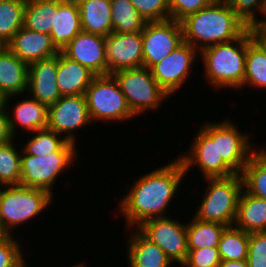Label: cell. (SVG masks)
<instances>
[{
  "mask_svg": "<svg viewBox=\"0 0 266 267\" xmlns=\"http://www.w3.org/2000/svg\"><path fill=\"white\" fill-rule=\"evenodd\" d=\"M186 176L182 162L176 158L140 176L120 199L118 212L126 227L137 229L145 221L166 216V210L178 193Z\"/></svg>",
  "mask_w": 266,
  "mask_h": 267,
  "instance_id": "6da1fadb",
  "label": "cell"
},
{
  "mask_svg": "<svg viewBox=\"0 0 266 267\" xmlns=\"http://www.w3.org/2000/svg\"><path fill=\"white\" fill-rule=\"evenodd\" d=\"M181 25L183 41L199 52L208 46L232 41L249 28L226 0H215L188 15L181 21Z\"/></svg>",
  "mask_w": 266,
  "mask_h": 267,
  "instance_id": "7a4b0ae2",
  "label": "cell"
},
{
  "mask_svg": "<svg viewBox=\"0 0 266 267\" xmlns=\"http://www.w3.org/2000/svg\"><path fill=\"white\" fill-rule=\"evenodd\" d=\"M247 53V30L238 38L208 46L199 54L204 77L214 89H241L244 82Z\"/></svg>",
  "mask_w": 266,
  "mask_h": 267,
  "instance_id": "3957f363",
  "label": "cell"
},
{
  "mask_svg": "<svg viewBox=\"0 0 266 267\" xmlns=\"http://www.w3.org/2000/svg\"><path fill=\"white\" fill-rule=\"evenodd\" d=\"M52 194L43 189L24 185L0 188V228L5 235H12L14 228L36 218L52 204ZM13 229V230H12Z\"/></svg>",
  "mask_w": 266,
  "mask_h": 267,
  "instance_id": "277c9868",
  "label": "cell"
},
{
  "mask_svg": "<svg viewBox=\"0 0 266 267\" xmlns=\"http://www.w3.org/2000/svg\"><path fill=\"white\" fill-rule=\"evenodd\" d=\"M207 186L194 217L204 222L233 226L238 201L243 190L241 174L230 177L204 178Z\"/></svg>",
  "mask_w": 266,
  "mask_h": 267,
  "instance_id": "5b68a950",
  "label": "cell"
},
{
  "mask_svg": "<svg viewBox=\"0 0 266 267\" xmlns=\"http://www.w3.org/2000/svg\"><path fill=\"white\" fill-rule=\"evenodd\" d=\"M76 147L75 143L68 141L59 151L41 156L26 154L22 150L20 184L46 190L54 196L53 184L78 157Z\"/></svg>",
  "mask_w": 266,
  "mask_h": 267,
  "instance_id": "8992f818",
  "label": "cell"
},
{
  "mask_svg": "<svg viewBox=\"0 0 266 267\" xmlns=\"http://www.w3.org/2000/svg\"><path fill=\"white\" fill-rule=\"evenodd\" d=\"M117 80L132 114L137 117L146 110L155 111L170 96L159 86L147 67L116 71Z\"/></svg>",
  "mask_w": 266,
  "mask_h": 267,
  "instance_id": "52a82bcc",
  "label": "cell"
},
{
  "mask_svg": "<svg viewBox=\"0 0 266 267\" xmlns=\"http://www.w3.org/2000/svg\"><path fill=\"white\" fill-rule=\"evenodd\" d=\"M84 95L94 123L100 120L118 123L135 118L112 74L95 76Z\"/></svg>",
  "mask_w": 266,
  "mask_h": 267,
  "instance_id": "ba28073f",
  "label": "cell"
},
{
  "mask_svg": "<svg viewBox=\"0 0 266 267\" xmlns=\"http://www.w3.org/2000/svg\"><path fill=\"white\" fill-rule=\"evenodd\" d=\"M193 138L190 149L177 158L182 162L184 171L197 166L204 178L230 177L236 173L218 157L217 150V123L207 122L199 127Z\"/></svg>",
  "mask_w": 266,
  "mask_h": 267,
  "instance_id": "9c48e42d",
  "label": "cell"
},
{
  "mask_svg": "<svg viewBox=\"0 0 266 267\" xmlns=\"http://www.w3.org/2000/svg\"><path fill=\"white\" fill-rule=\"evenodd\" d=\"M147 239L158 245L177 264L188 254L186 223L174 218L160 217L145 221L137 228Z\"/></svg>",
  "mask_w": 266,
  "mask_h": 267,
  "instance_id": "30bf717a",
  "label": "cell"
},
{
  "mask_svg": "<svg viewBox=\"0 0 266 267\" xmlns=\"http://www.w3.org/2000/svg\"><path fill=\"white\" fill-rule=\"evenodd\" d=\"M141 35L143 66L148 69L162 61L183 42L181 22L172 19L146 22Z\"/></svg>",
  "mask_w": 266,
  "mask_h": 267,
  "instance_id": "8fae6325",
  "label": "cell"
},
{
  "mask_svg": "<svg viewBox=\"0 0 266 267\" xmlns=\"http://www.w3.org/2000/svg\"><path fill=\"white\" fill-rule=\"evenodd\" d=\"M93 124L85 95L61 96L48 108V126L70 142L77 144L76 130ZM75 132V133H74Z\"/></svg>",
  "mask_w": 266,
  "mask_h": 267,
  "instance_id": "7c38bea8",
  "label": "cell"
},
{
  "mask_svg": "<svg viewBox=\"0 0 266 267\" xmlns=\"http://www.w3.org/2000/svg\"><path fill=\"white\" fill-rule=\"evenodd\" d=\"M197 54L199 56L197 49L183 41L167 57L150 68L154 79L169 96H173L188 81Z\"/></svg>",
  "mask_w": 266,
  "mask_h": 267,
  "instance_id": "4fadbf2b",
  "label": "cell"
},
{
  "mask_svg": "<svg viewBox=\"0 0 266 267\" xmlns=\"http://www.w3.org/2000/svg\"><path fill=\"white\" fill-rule=\"evenodd\" d=\"M230 119L217 123L218 157L236 173L241 174L249 158L256 152L250 137ZM251 150V151H250Z\"/></svg>",
  "mask_w": 266,
  "mask_h": 267,
  "instance_id": "5bb4252c",
  "label": "cell"
},
{
  "mask_svg": "<svg viewBox=\"0 0 266 267\" xmlns=\"http://www.w3.org/2000/svg\"><path fill=\"white\" fill-rule=\"evenodd\" d=\"M107 75L143 66L141 32H112L106 37Z\"/></svg>",
  "mask_w": 266,
  "mask_h": 267,
  "instance_id": "9a60e30c",
  "label": "cell"
},
{
  "mask_svg": "<svg viewBox=\"0 0 266 267\" xmlns=\"http://www.w3.org/2000/svg\"><path fill=\"white\" fill-rule=\"evenodd\" d=\"M97 75H107L106 37L79 32L61 51Z\"/></svg>",
  "mask_w": 266,
  "mask_h": 267,
  "instance_id": "2e32d148",
  "label": "cell"
},
{
  "mask_svg": "<svg viewBox=\"0 0 266 267\" xmlns=\"http://www.w3.org/2000/svg\"><path fill=\"white\" fill-rule=\"evenodd\" d=\"M58 54L28 65L27 93L47 108L61 97L57 84Z\"/></svg>",
  "mask_w": 266,
  "mask_h": 267,
  "instance_id": "e0dca14e",
  "label": "cell"
},
{
  "mask_svg": "<svg viewBox=\"0 0 266 267\" xmlns=\"http://www.w3.org/2000/svg\"><path fill=\"white\" fill-rule=\"evenodd\" d=\"M6 47L27 65L53 57L60 52L49 34L32 31L25 27L13 36Z\"/></svg>",
  "mask_w": 266,
  "mask_h": 267,
  "instance_id": "ac0fdd59",
  "label": "cell"
},
{
  "mask_svg": "<svg viewBox=\"0 0 266 267\" xmlns=\"http://www.w3.org/2000/svg\"><path fill=\"white\" fill-rule=\"evenodd\" d=\"M9 100L10 98L6 97L3 106L6 109L10 130L14 138L17 136L19 126L29 133L47 128L48 108L45 105L29 95V98L19 101L11 110L12 106L8 104Z\"/></svg>",
  "mask_w": 266,
  "mask_h": 267,
  "instance_id": "d6986e66",
  "label": "cell"
},
{
  "mask_svg": "<svg viewBox=\"0 0 266 267\" xmlns=\"http://www.w3.org/2000/svg\"><path fill=\"white\" fill-rule=\"evenodd\" d=\"M28 65L6 46H0V93L12 99L27 94Z\"/></svg>",
  "mask_w": 266,
  "mask_h": 267,
  "instance_id": "ffe728a7",
  "label": "cell"
},
{
  "mask_svg": "<svg viewBox=\"0 0 266 267\" xmlns=\"http://www.w3.org/2000/svg\"><path fill=\"white\" fill-rule=\"evenodd\" d=\"M135 230L127 240L128 267L173 266V261L158 245L152 243L138 229Z\"/></svg>",
  "mask_w": 266,
  "mask_h": 267,
  "instance_id": "44dd1931",
  "label": "cell"
},
{
  "mask_svg": "<svg viewBox=\"0 0 266 267\" xmlns=\"http://www.w3.org/2000/svg\"><path fill=\"white\" fill-rule=\"evenodd\" d=\"M95 76L87 67L58 53L57 84L61 96L84 95Z\"/></svg>",
  "mask_w": 266,
  "mask_h": 267,
  "instance_id": "7402d4cb",
  "label": "cell"
},
{
  "mask_svg": "<svg viewBox=\"0 0 266 267\" xmlns=\"http://www.w3.org/2000/svg\"><path fill=\"white\" fill-rule=\"evenodd\" d=\"M234 226L249 234L266 232V200L249 194L243 188Z\"/></svg>",
  "mask_w": 266,
  "mask_h": 267,
  "instance_id": "603a6c76",
  "label": "cell"
},
{
  "mask_svg": "<svg viewBox=\"0 0 266 267\" xmlns=\"http://www.w3.org/2000/svg\"><path fill=\"white\" fill-rule=\"evenodd\" d=\"M78 7L82 31L105 37L113 32L110 0H83Z\"/></svg>",
  "mask_w": 266,
  "mask_h": 267,
  "instance_id": "cb8c5ba5",
  "label": "cell"
},
{
  "mask_svg": "<svg viewBox=\"0 0 266 267\" xmlns=\"http://www.w3.org/2000/svg\"><path fill=\"white\" fill-rule=\"evenodd\" d=\"M266 88V48L254 37L253 28L247 29V53L243 87Z\"/></svg>",
  "mask_w": 266,
  "mask_h": 267,
  "instance_id": "d4e9b609",
  "label": "cell"
},
{
  "mask_svg": "<svg viewBox=\"0 0 266 267\" xmlns=\"http://www.w3.org/2000/svg\"><path fill=\"white\" fill-rule=\"evenodd\" d=\"M81 31L79 7L58 2L54 27L50 33L53 44L61 51Z\"/></svg>",
  "mask_w": 266,
  "mask_h": 267,
  "instance_id": "484cf974",
  "label": "cell"
},
{
  "mask_svg": "<svg viewBox=\"0 0 266 267\" xmlns=\"http://www.w3.org/2000/svg\"><path fill=\"white\" fill-rule=\"evenodd\" d=\"M57 9V0H26L23 27L50 35Z\"/></svg>",
  "mask_w": 266,
  "mask_h": 267,
  "instance_id": "4316f807",
  "label": "cell"
},
{
  "mask_svg": "<svg viewBox=\"0 0 266 267\" xmlns=\"http://www.w3.org/2000/svg\"><path fill=\"white\" fill-rule=\"evenodd\" d=\"M243 188L266 200V150L260 148L249 158L241 173Z\"/></svg>",
  "mask_w": 266,
  "mask_h": 267,
  "instance_id": "83f0119b",
  "label": "cell"
},
{
  "mask_svg": "<svg viewBox=\"0 0 266 267\" xmlns=\"http://www.w3.org/2000/svg\"><path fill=\"white\" fill-rule=\"evenodd\" d=\"M226 227L220 223L204 222L193 217L189 223H186L188 249L218 247Z\"/></svg>",
  "mask_w": 266,
  "mask_h": 267,
  "instance_id": "f1b7e54d",
  "label": "cell"
},
{
  "mask_svg": "<svg viewBox=\"0 0 266 267\" xmlns=\"http://www.w3.org/2000/svg\"><path fill=\"white\" fill-rule=\"evenodd\" d=\"M113 32H142L146 24L130 0H110Z\"/></svg>",
  "mask_w": 266,
  "mask_h": 267,
  "instance_id": "f546056e",
  "label": "cell"
},
{
  "mask_svg": "<svg viewBox=\"0 0 266 267\" xmlns=\"http://www.w3.org/2000/svg\"><path fill=\"white\" fill-rule=\"evenodd\" d=\"M26 0L0 2V46H6L23 27Z\"/></svg>",
  "mask_w": 266,
  "mask_h": 267,
  "instance_id": "4dcf8cb0",
  "label": "cell"
},
{
  "mask_svg": "<svg viewBox=\"0 0 266 267\" xmlns=\"http://www.w3.org/2000/svg\"><path fill=\"white\" fill-rule=\"evenodd\" d=\"M249 233L233 226H228L223 231L218 251L221 260L240 261L248 256Z\"/></svg>",
  "mask_w": 266,
  "mask_h": 267,
  "instance_id": "1f68e13d",
  "label": "cell"
},
{
  "mask_svg": "<svg viewBox=\"0 0 266 267\" xmlns=\"http://www.w3.org/2000/svg\"><path fill=\"white\" fill-rule=\"evenodd\" d=\"M14 142L15 139L0 145V186L20 184L22 150Z\"/></svg>",
  "mask_w": 266,
  "mask_h": 267,
  "instance_id": "d6a6232c",
  "label": "cell"
},
{
  "mask_svg": "<svg viewBox=\"0 0 266 267\" xmlns=\"http://www.w3.org/2000/svg\"><path fill=\"white\" fill-rule=\"evenodd\" d=\"M28 138L22 150L26 154L41 156L59 151L68 141L61 135L48 128L37 130Z\"/></svg>",
  "mask_w": 266,
  "mask_h": 267,
  "instance_id": "836d02e7",
  "label": "cell"
},
{
  "mask_svg": "<svg viewBox=\"0 0 266 267\" xmlns=\"http://www.w3.org/2000/svg\"><path fill=\"white\" fill-rule=\"evenodd\" d=\"M226 1L228 5L234 10V12L250 28H254L260 21V19L256 16V14L259 12L263 17L266 9V0H226Z\"/></svg>",
  "mask_w": 266,
  "mask_h": 267,
  "instance_id": "e575fe53",
  "label": "cell"
},
{
  "mask_svg": "<svg viewBox=\"0 0 266 267\" xmlns=\"http://www.w3.org/2000/svg\"><path fill=\"white\" fill-rule=\"evenodd\" d=\"M139 15L147 22L170 19L167 0H130Z\"/></svg>",
  "mask_w": 266,
  "mask_h": 267,
  "instance_id": "d590c367",
  "label": "cell"
},
{
  "mask_svg": "<svg viewBox=\"0 0 266 267\" xmlns=\"http://www.w3.org/2000/svg\"><path fill=\"white\" fill-rule=\"evenodd\" d=\"M13 237L5 235L0 239V267H21L26 263L21 244Z\"/></svg>",
  "mask_w": 266,
  "mask_h": 267,
  "instance_id": "8d00e7d4",
  "label": "cell"
},
{
  "mask_svg": "<svg viewBox=\"0 0 266 267\" xmlns=\"http://www.w3.org/2000/svg\"><path fill=\"white\" fill-rule=\"evenodd\" d=\"M183 267H218L221 262L218 247L188 249Z\"/></svg>",
  "mask_w": 266,
  "mask_h": 267,
  "instance_id": "74e56055",
  "label": "cell"
},
{
  "mask_svg": "<svg viewBox=\"0 0 266 267\" xmlns=\"http://www.w3.org/2000/svg\"><path fill=\"white\" fill-rule=\"evenodd\" d=\"M215 0H167L170 19L181 22L188 15L212 4Z\"/></svg>",
  "mask_w": 266,
  "mask_h": 267,
  "instance_id": "f35d334b",
  "label": "cell"
},
{
  "mask_svg": "<svg viewBox=\"0 0 266 267\" xmlns=\"http://www.w3.org/2000/svg\"><path fill=\"white\" fill-rule=\"evenodd\" d=\"M248 267H266V232L250 233Z\"/></svg>",
  "mask_w": 266,
  "mask_h": 267,
  "instance_id": "ab89813d",
  "label": "cell"
},
{
  "mask_svg": "<svg viewBox=\"0 0 266 267\" xmlns=\"http://www.w3.org/2000/svg\"><path fill=\"white\" fill-rule=\"evenodd\" d=\"M15 139L11 133L8 115L4 106L0 107V145Z\"/></svg>",
  "mask_w": 266,
  "mask_h": 267,
  "instance_id": "60d3db41",
  "label": "cell"
},
{
  "mask_svg": "<svg viewBox=\"0 0 266 267\" xmlns=\"http://www.w3.org/2000/svg\"><path fill=\"white\" fill-rule=\"evenodd\" d=\"M218 267H248V264L246 260H240V261L221 260Z\"/></svg>",
  "mask_w": 266,
  "mask_h": 267,
  "instance_id": "b9f144b4",
  "label": "cell"
},
{
  "mask_svg": "<svg viewBox=\"0 0 266 267\" xmlns=\"http://www.w3.org/2000/svg\"><path fill=\"white\" fill-rule=\"evenodd\" d=\"M253 35L266 48V31L253 30Z\"/></svg>",
  "mask_w": 266,
  "mask_h": 267,
  "instance_id": "7bdbcfd3",
  "label": "cell"
},
{
  "mask_svg": "<svg viewBox=\"0 0 266 267\" xmlns=\"http://www.w3.org/2000/svg\"><path fill=\"white\" fill-rule=\"evenodd\" d=\"M260 18H261L260 21L253 28V30H264V31H266V9H265L263 17H260Z\"/></svg>",
  "mask_w": 266,
  "mask_h": 267,
  "instance_id": "ee69618b",
  "label": "cell"
},
{
  "mask_svg": "<svg viewBox=\"0 0 266 267\" xmlns=\"http://www.w3.org/2000/svg\"><path fill=\"white\" fill-rule=\"evenodd\" d=\"M57 1L63 4H73L78 6L83 0H57Z\"/></svg>",
  "mask_w": 266,
  "mask_h": 267,
  "instance_id": "f6af8a7d",
  "label": "cell"
},
{
  "mask_svg": "<svg viewBox=\"0 0 266 267\" xmlns=\"http://www.w3.org/2000/svg\"><path fill=\"white\" fill-rule=\"evenodd\" d=\"M5 101V98L2 96V94L0 93V107L3 106Z\"/></svg>",
  "mask_w": 266,
  "mask_h": 267,
  "instance_id": "bcb514c9",
  "label": "cell"
},
{
  "mask_svg": "<svg viewBox=\"0 0 266 267\" xmlns=\"http://www.w3.org/2000/svg\"><path fill=\"white\" fill-rule=\"evenodd\" d=\"M84 266H85V264L80 262V263L73 265V266H70V267H84Z\"/></svg>",
  "mask_w": 266,
  "mask_h": 267,
  "instance_id": "7dc6e473",
  "label": "cell"
},
{
  "mask_svg": "<svg viewBox=\"0 0 266 267\" xmlns=\"http://www.w3.org/2000/svg\"><path fill=\"white\" fill-rule=\"evenodd\" d=\"M5 236V234L2 232L1 228H0V239H2Z\"/></svg>",
  "mask_w": 266,
  "mask_h": 267,
  "instance_id": "c3c4849f",
  "label": "cell"
}]
</instances>
